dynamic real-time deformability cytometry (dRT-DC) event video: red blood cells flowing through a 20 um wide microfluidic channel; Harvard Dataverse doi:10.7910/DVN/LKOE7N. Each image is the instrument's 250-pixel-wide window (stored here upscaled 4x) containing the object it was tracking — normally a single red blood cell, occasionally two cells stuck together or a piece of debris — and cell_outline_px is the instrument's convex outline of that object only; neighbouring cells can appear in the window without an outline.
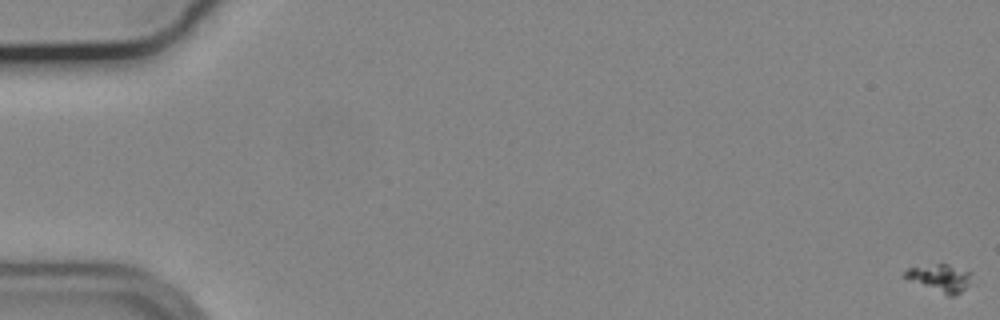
{"species": "common noctule bat (a hibernating species)", "species_latin": "Nyctalus noctula", "temperature_condition": "cold", "stored_images_in_passage": 11, "camera_frame_rate_fps": 3000, "um_per_image_px": 0.085, "animal": {"sex": "male", "body_mass_g": 19.2, "forearm_length_mm": 51.8}, "frame": {"image": 1, "passage_image": 1, "time_ms": 0.0, "image_size_px": [1000, 320], "cell_outline_px": [[972, 272], [964, 288], [956, 296], [948, 296], [900, 276], [908, 268], [936, 264], [948, 264]], "centroid_in_image_um": [79.86, 23.62], "position_along_channel_um": 5.1, "area_um2": 10.46}}